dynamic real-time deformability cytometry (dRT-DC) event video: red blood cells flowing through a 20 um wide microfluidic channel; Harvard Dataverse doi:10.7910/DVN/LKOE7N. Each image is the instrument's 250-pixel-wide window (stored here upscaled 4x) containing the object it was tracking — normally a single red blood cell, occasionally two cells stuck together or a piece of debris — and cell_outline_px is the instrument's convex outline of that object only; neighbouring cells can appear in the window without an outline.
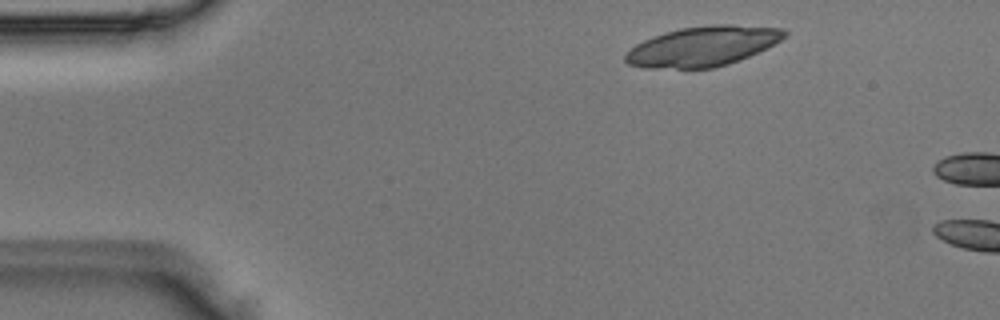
{"species": "Egyptian fruit bat (a non-hibernating species)", "species_latin": "Rousettus aegyptiacus", "temperature_condition": "room temperature", "stored_images_in_passage": 2, "camera_frame_rate_fps": 3000, "um_per_image_px": 0.085, "animal": {"sex": "male"}, "frame": {"image": 1, "passage_image": 1, "time_ms": 0.0, "image_size_px": [1000, 320], "cell_outline_px": [[788, 32], [780, 40], [740, 60], [716, 68], [644, 68], [628, 64], [624, 60], [624, 56], [636, 44], [644, 40], [664, 32], [680, 28], [712, 24], [732, 24], [784, 28]], "centroid_in_image_um": [59.72, 3.93], "position_along_channel_um": 25.3, "area_um2": 36.88}}